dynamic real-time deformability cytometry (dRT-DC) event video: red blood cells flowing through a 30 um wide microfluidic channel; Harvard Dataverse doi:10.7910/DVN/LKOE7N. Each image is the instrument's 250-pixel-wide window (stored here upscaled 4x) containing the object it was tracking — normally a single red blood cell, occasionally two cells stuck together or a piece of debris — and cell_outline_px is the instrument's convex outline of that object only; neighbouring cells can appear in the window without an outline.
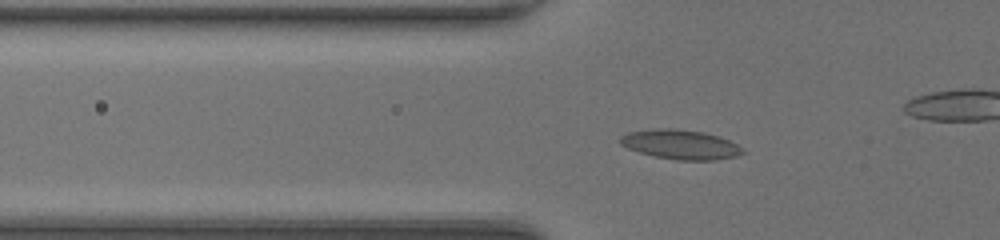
{"species": "common noctule bat (a hibernating species)", "species_latin": "Nyctalus noctula", "temperature_condition": "room temperature", "stored_images_in_passage": 46, "camera_frame_rate_fps": 3000, "um_per_image_px": 0.085, "animal": {"sex": "female", "body_mass_g": 20.0, "forearm_length_mm": 54.0}, "frame": {"image": 1, "passage_image": 15, "time_ms": 4.667, "image_size_px": [1000, 240], "cell_outline_px": [[748, 152], [736, 156], [716, 160], [676, 160], [652, 156], [628, 148], [620, 144], [620, 136], [628, 132], [652, 128], [676, 128], [704, 132], [720, 136], [744, 148]], "centroid_in_image_um": [57.86, 12.28], "position_along_channel_um": 67.9, "area_um2": 21.39}}
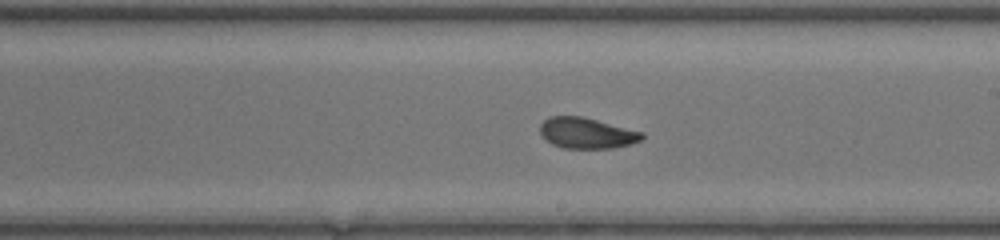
{"frame": {"image": 2, "passage_image": 27, "time_ms": 8.667, "image_size_px": [1000, 240], "cell_outline_px": [[644, 136], [640, 140], [632, 144], [612, 148], [564, 148], [552, 144], [540, 136], [540, 124], [548, 116], [580, 116], [644, 132]], "centroid_in_image_um": [49.84, 11.31], "position_along_channel_um": 239.2, "area_um2": 18.32}}
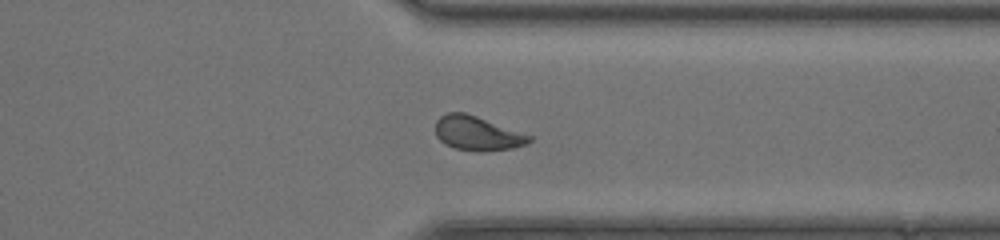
{"frame": {"image": 3, "passage_image": 36, "time_ms": 11.667, "image_size_px": [1000, 240], "cell_outline_px": [[532, 140], [528, 144], [512, 148], [480, 152], [476, 152], [456, 148], [444, 144], [436, 136], [436, 120], [440, 116], [448, 112], [464, 112], [476, 116], [532, 136]], "centroid_in_image_um": [40.56, 11.34], "position_along_channel_um": 370.8, "area_um2": 18.67}, "authors_computed_cell_mechanics": {"area_um2": 18.8428, "velocity_mm_per_s": 4.4044, "shape_relaxation_time_tau1_ms": 3.8214, "shape_relaxation_time_tau2_ms": 1.5821, "deformation_change_tau1": 0.1304, "deformation_change_tau2": 0.0635}}